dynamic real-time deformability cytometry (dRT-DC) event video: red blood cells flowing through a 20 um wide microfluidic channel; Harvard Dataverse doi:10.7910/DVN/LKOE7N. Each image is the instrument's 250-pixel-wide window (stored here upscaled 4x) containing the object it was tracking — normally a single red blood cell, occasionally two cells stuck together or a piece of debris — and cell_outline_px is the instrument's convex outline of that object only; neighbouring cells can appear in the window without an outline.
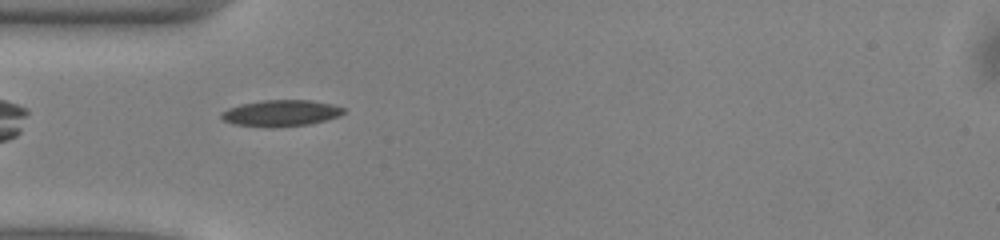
{"species": "common noctule bat (a hibernating species)", "species_latin": "Nyctalus noctula", "temperature_condition": "warm", "stored_images_in_passage": 37, "camera_frame_rate_fps": 3000, "um_per_image_px": 0.085, "animal": {"sex": "male", "body_mass_g": 13.0, "forearm_length_mm": 53.1}, "frame": {"image": 1, "passage_image": 2, "time_ms": 0.333, "image_size_px": [1000, 240], "cell_outline_px": [[344, 112], [340, 116], [312, 124], [272, 128], [268, 128], [232, 124], [224, 120], [220, 116], [220, 112], [228, 108], [240, 104], [260, 100], [312, 100], [332, 104], [344, 108]], "centroid_in_image_um": [23.86, 9.62], "position_along_channel_um": 61.1, "area_um2": 19.13}}
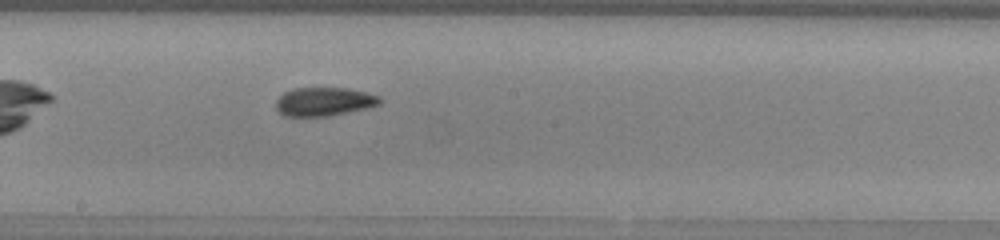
{"frame": {"image": 2, "passage_image": 14, "time_ms": 4.333, "image_size_px": [1000, 240], "cell_outline_px": [[380, 104], [368, 108], [328, 116], [284, 116], [276, 108], [276, 100], [284, 92], [296, 88], [344, 88], [364, 92], [380, 96]], "centroid_in_image_um": [27.53, 8.64], "position_along_channel_um": 220.7, "area_um2": 17.17}}
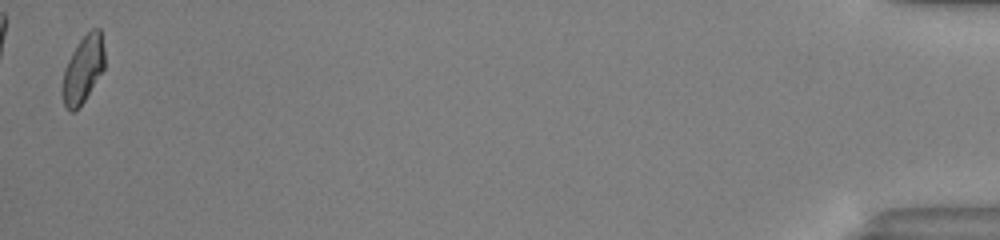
{"frame": {"image": 3, "passage_image": 37, "time_ms": 12.0, "image_size_px": [1000, 240], "cell_outline_px": [[104, 68], [84, 100], [76, 112], [68, 112], [64, 108], [64, 68], [72, 52], [80, 40], [92, 28], [100, 28], [104, 48]], "centroid_in_image_um": [7.07, 5.89], "position_along_channel_um": 428.1, "area_um2": 16.13}, "authors_computed_cell_mechanics": {"area_um2": 17.2244, "velocity_mm_per_s": 4.0246, "shape_relaxation_time_tau1_ms": 4.1182, "shape_relaxation_time_tau2_ms": 2.7887, "deformation_change_tau1": 0.1315, "deformation_change_tau2": 0.0818}}